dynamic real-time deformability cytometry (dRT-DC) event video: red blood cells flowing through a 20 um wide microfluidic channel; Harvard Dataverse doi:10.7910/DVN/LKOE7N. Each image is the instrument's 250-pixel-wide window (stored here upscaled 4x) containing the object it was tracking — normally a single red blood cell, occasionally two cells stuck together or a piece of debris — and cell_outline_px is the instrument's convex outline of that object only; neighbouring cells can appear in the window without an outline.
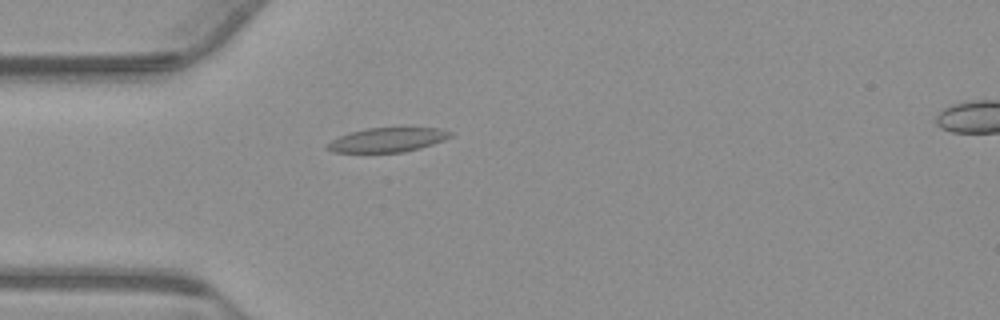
{"species": "common noctule bat (a hibernating species)", "species_latin": "Nyctalus noctula", "temperature_condition": "warm", "stored_images_in_passage": 56, "camera_frame_rate_fps": 3000, "um_per_image_px": 0.085, "animal": {"sex": "male", "body_mass_g": 23.1, "forearm_length_mm": 52.7}, "frame": {"image": 1, "passage_image": 16, "time_ms": 5.0, "image_size_px": [1000, 320], "cell_outline_px": [[452, 136], [444, 140], [420, 148], [404, 152], [332, 152], [324, 148], [324, 144], [348, 132], [368, 128], [440, 128], [452, 132]], "centroid_in_image_um": [32.89, 11.89], "position_along_channel_um": 52.1, "area_um2": 17.46}}
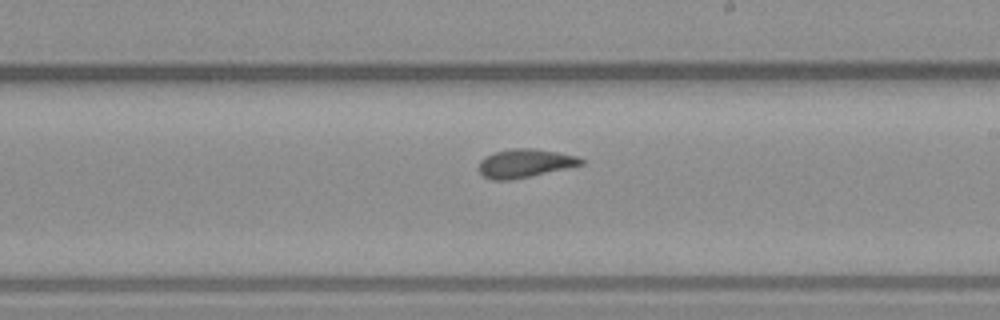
{"frame": {"image": 2, "passage_image": 32, "time_ms": 10.333, "image_size_px": [1000, 320], "cell_outline_px": [[584, 164], [512, 180], [492, 180], [484, 176], [476, 168], [480, 160], [484, 156], [496, 152], [512, 148], [532, 148], [556, 152], [576, 156], [584, 160]], "centroid_in_image_um": [44.56, 13.88], "position_along_channel_um": 244.4, "area_um2": 16.94}}
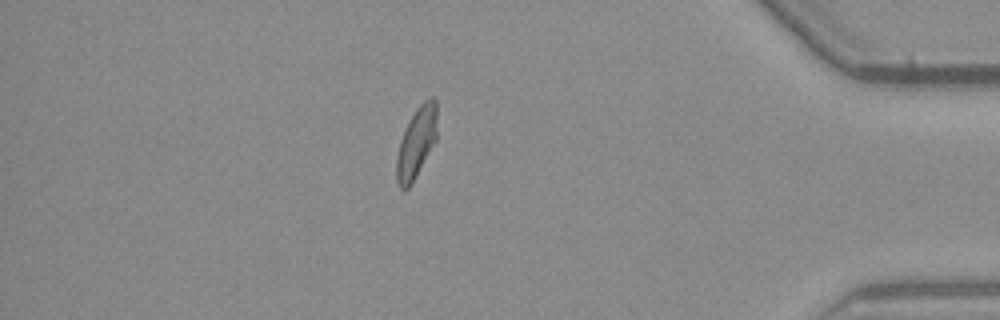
{"frame": {"image": 3, "passage_image": 48, "time_ms": 15.667, "image_size_px": [1000, 320], "cell_outline_px": [[436, 140], [412, 184], [408, 188], [400, 188], [396, 180], [396, 156], [400, 140], [408, 120], [416, 108], [424, 100], [432, 96], [436, 100]], "centroid_in_image_um": [35.38, 12.11], "position_along_channel_um": 399.8, "area_um2": 16.76}, "authors_computed_cell_mechanics": {"area_um2": 16.9932, "velocity_mm_per_s": 3.7313, "shape_relaxation_time_tau1_ms": 10.6269, "shape_relaxation_time_tau2_ms": 1.3462, "deformation_change_tau1": 0.2126, "deformation_change_tau2": 0.0829}}